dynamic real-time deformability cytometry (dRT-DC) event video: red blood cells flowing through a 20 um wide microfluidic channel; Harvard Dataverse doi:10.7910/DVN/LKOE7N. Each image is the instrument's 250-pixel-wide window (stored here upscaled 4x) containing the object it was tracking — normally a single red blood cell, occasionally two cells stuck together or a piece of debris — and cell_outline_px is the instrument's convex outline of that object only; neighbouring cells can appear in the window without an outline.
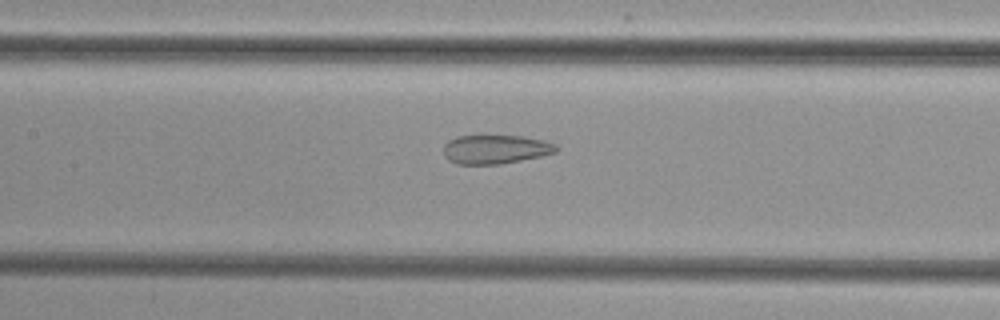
{"species": "common noctule bat (a hibernating species)", "species_latin": "Nyctalus noctula", "temperature_condition": "cold", "stored_images_in_passage": 30, "camera_frame_rate_fps": 3000, "um_per_image_px": 0.085, "animal": {"sex": "female", "body_mass_g": 29.2, "forearm_length_mm": 56.3}, "frame": {"image": 1, "passage_image": 9, "time_ms": 2.667, "image_size_px": [1000, 320], "cell_outline_px": [[560, 148], [556, 152], [540, 156], [500, 164], [456, 164], [448, 160], [444, 156], [444, 144], [448, 140], [456, 136], [488, 132], [524, 136], [544, 140], [556, 144]], "centroid_in_image_um": [42.09, 12.63], "position_along_channel_um": 165.3, "area_um2": 20.06}}
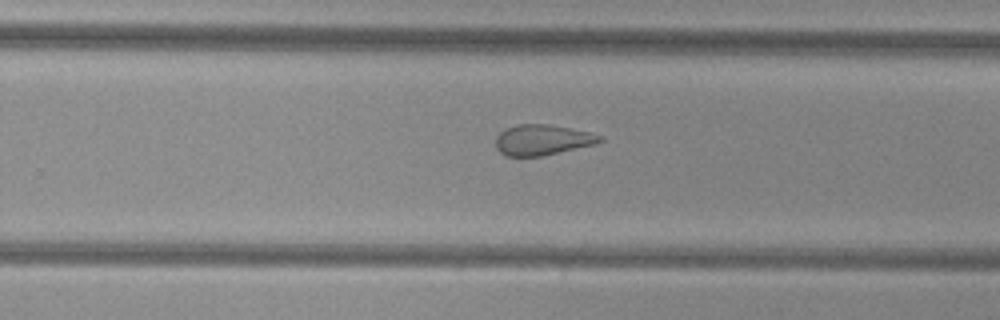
{"frame": {"image": 2, "passage_image": 18, "time_ms": 5.667, "image_size_px": [1000, 320], "cell_outline_px": [[604, 140], [596, 144], [540, 156], [508, 156], [500, 152], [496, 148], [496, 136], [500, 132], [516, 124], [548, 124], [588, 132], [604, 136]], "centroid_in_image_um": [46.11, 11.89], "position_along_channel_um": 283.7, "area_um2": 18.38}}
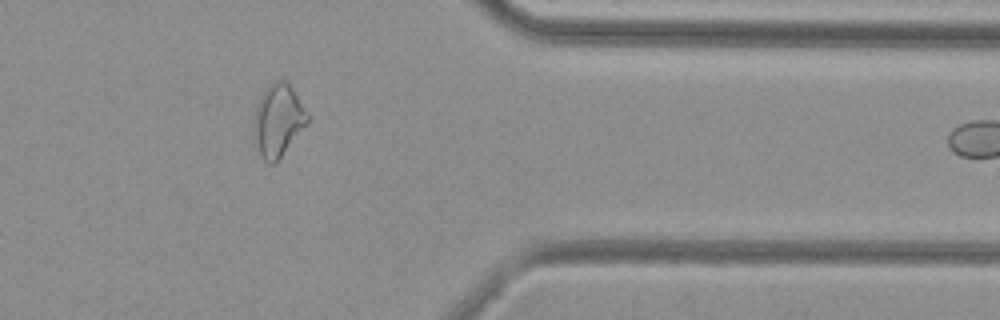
{"frame": {"image": 3, "passage_image": 27, "time_ms": 8.667, "image_size_px": [1000, 320], "cell_outline_px": [[312, 116], [308, 124], [276, 164], [268, 164], [260, 156], [256, 140], [256, 108], [260, 96], [268, 84], [272, 80], [284, 80], [292, 88]], "centroid_in_image_um": [23.72, 10.23], "position_along_channel_um": 387.7, "area_um2": 22.72}}